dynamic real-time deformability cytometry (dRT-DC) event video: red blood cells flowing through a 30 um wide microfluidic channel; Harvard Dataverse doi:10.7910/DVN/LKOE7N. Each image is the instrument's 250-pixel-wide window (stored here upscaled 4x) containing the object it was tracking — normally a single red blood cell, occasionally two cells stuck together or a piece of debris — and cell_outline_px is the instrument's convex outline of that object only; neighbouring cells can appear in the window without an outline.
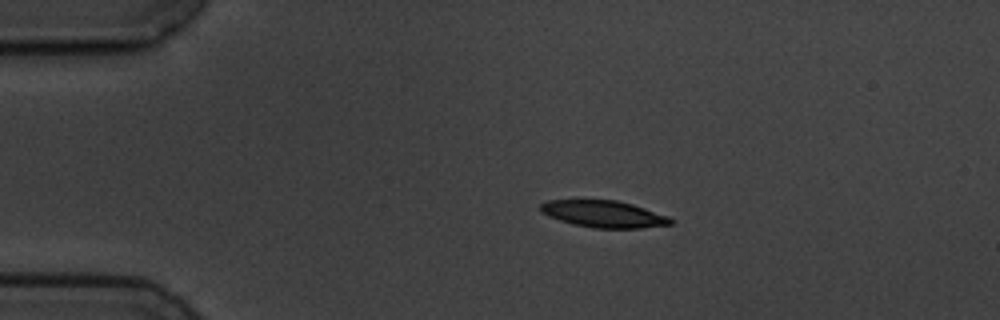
{"species": "common noctule bat (a hibernating species)", "species_latin": "Nyctalus noctula", "temperature_condition": "cold", "stored_images_in_passage": 6, "camera_frame_rate_fps": 3000, "um_per_image_px": 0.085, "animal": {"sex": "male", "body_mass_g": 19.5, "forearm_length_mm": 54.6}, "frame": {"image": 1, "passage_image": 3, "time_ms": 2.333, "image_size_px": [1000, 320], "cell_outline_px": [[672, 224], [640, 228], [592, 228], [572, 224], [548, 216], [540, 212], [540, 204], [548, 200], [616, 200], [632, 204], [668, 216], [672, 220]], "centroid_in_image_um": [51.28, 18.19], "position_along_channel_um": 33.7, "area_um2": 20.29}}
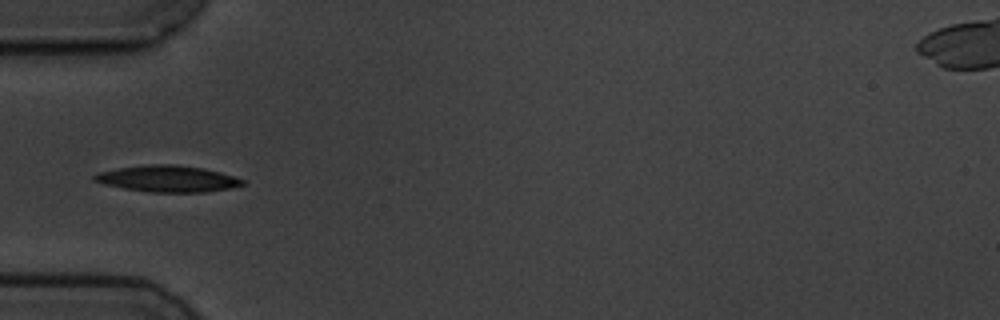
{"frame": {"image": 2, "passage_image": 5, "time_ms": 4.667, "image_size_px": [1000, 320], "cell_outline_px": [[244, 184], [232, 188], [208, 192], [148, 192], [124, 188], [104, 184], [92, 180], [92, 176], [96, 172], [120, 168], [148, 164], [176, 164], [204, 168], [220, 172], [244, 180]], "centroid_in_image_um": [14.24, 15.19], "position_along_channel_um": 70.8, "area_um2": 22.89}}
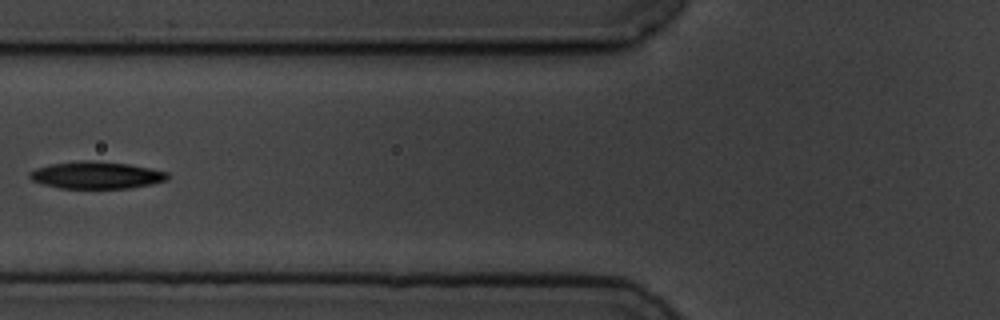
{"frame": {"image": 3, "passage_image": 6, "time_ms": 6.0, "image_size_px": [1000, 320], "cell_outline_px": [[168, 180], [128, 188], [60, 188], [44, 184], [32, 180], [28, 176], [28, 172], [36, 168], [48, 164], [80, 160], [92, 160], [128, 164], [152, 168], [168, 172]], "centroid_in_image_um": [8.16, 14.87], "position_along_channel_um": 117.6, "area_um2": 21.85}}